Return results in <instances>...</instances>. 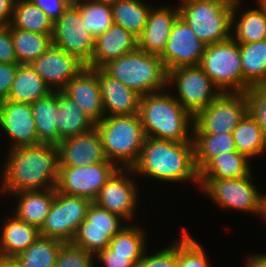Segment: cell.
<instances>
[{
  "label": "cell",
  "mask_w": 266,
  "mask_h": 267,
  "mask_svg": "<svg viewBox=\"0 0 266 267\" xmlns=\"http://www.w3.org/2000/svg\"><path fill=\"white\" fill-rule=\"evenodd\" d=\"M1 180V193L55 188L58 179V147L51 144L9 149ZM7 192V193H5Z\"/></svg>",
  "instance_id": "1"
},
{
  "label": "cell",
  "mask_w": 266,
  "mask_h": 267,
  "mask_svg": "<svg viewBox=\"0 0 266 267\" xmlns=\"http://www.w3.org/2000/svg\"><path fill=\"white\" fill-rule=\"evenodd\" d=\"M136 176L162 182H195L199 172L195 166L194 145L146 137L139 158L131 168Z\"/></svg>",
  "instance_id": "2"
},
{
  "label": "cell",
  "mask_w": 266,
  "mask_h": 267,
  "mask_svg": "<svg viewBox=\"0 0 266 267\" xmlns=\"http://www.w3.org/2000/svg\"><path fill=\"white\" fill-rule=\"evenodd\" d=\"M167 90L140 97L139 117L146 137L192 141L194 116ZM165 92V93H164Z\"/></svg>",
  "instance_id": "3"
},
{
  "label": "cell",
  "mask_w": 266,
  "mask_h": 267,
  "mask_svg": "<svg viewBox=\"0 0 266 267\" xmlns=\"http://www.w3.org/2000/svg\"><path fill=\"white\" fill-rule=\"evenodd\" d=\"M140 96L165 90L168 72L160 55L135 51L108 61L101 67Z\"/></svg>",
  "instance_id": "4"
},
{
  "label": "cell",
  "mask_w": 266,
  "mask_h": 267,
  "mask_svg": "<svg viewBox=\"0 0 266 267\" xmlns=\"http://www.w3.org/2000/svg\"><path fill=\"white\" fill-rule=\"evenodd\" d=\"M95 127L106 158L118 168H132L146 138L139 114L105 116Z\"/></svg>",
  "instance_id": "5"
},
{
  "label": "cell",
  "mask_w": 266,
  "mask_h": 267,
  "mask_svg": "<svg viewBox=\"0 0 266 267\" xmlns=\"http://www.w3.org/2000/svg\"><path fill=\"white\" fill-rule=\"evenodd\" d=\"M181 1L178 6L180 18L206 45L231 38L234 0Z\"/></svg>",
  "instance_id": "6"
},
{
  "label": "cell",
  "mask_w": 266,
  "mask_h": 267,
  "mask_svg": "<svg viewBox=\"0 0 266 267\" xmlns=\"http://www.w3.org/2000/svg\"><path fill=\"white\" fill-rule=\"evenodd\" d=\"M252 173L241 178H199V188L219 208L260 215L262 193Z\"/></svg>",
  "instance_id": "7"
},
{
  "label": "cell",
  "mask_w": 266,
  "mask_h": 267,
  "mask_svg": "<svg viewBox=\"0 0 266 267\" xmlns=\"http://www.w3.org/2000/svg\"><path fill=\"white\" fill-rule=\"evenodd\" d=\"M199 66L221 92L243 93L240 48L232 37L208 44Z\"/></svg>",
  "instance_id": "8"
},
{
  "label": "cell",
  "mask_w": 266,
  "mask_h": 267,
  "mask_svg": "<svg viewBox=\"0 0 266 267\" xmlns=\"http://www.w3.org/2000/svg\"><path fill=\"white\" fill-rule=\"evenodd\" d=\"M167 85V89L174 85L177 91L174 97L193 116L222 93L199 65L168 71Z\"/></svg>",
  "instance_id": "9"
},
{
  "label": "cell",
  "mask_w": 266,
  "mask_h": 267,
  "mask_svg": "<svg viewBox=\"0 0 266 267\" xmlns=\"http://www.w3.org/2000/svg\"><path fill=\"white\" fill-rule=\"evenodd\" d=\"M247 113L245 93L222 92L194 116L193 134L232 133Z\"/></svg>",
  "instance_id": "10"
},
{
  "label": "cell",
  "mask_w": 266,
  "mask_h": 267,
  "mask_svg": "<svg viewBox=\"0 0 266 267\" xmlns=\"http://www.w3.org/2000/svg\"><path fill=\"white\" fill-rule=\"evenodd\" d=\"M91 203L88 198L67 195L55 189V199L39 229L40 236L71 242Z\"/></svg>",
  "instance_id": "11"
},
{
  "label": "cell",
  "mask_w": 266,
  "mask_h": 267,
  "mask_svg": "<svg viewBox=\"0 0 266 267\" xmlns=\"http://www.w3.org/2000/svg\"><path fill=\"white\" fill-rule=\"evenodd\" d=\"M52 45L79 59L91 62L95 38L86 30L79 9L71 2L63 15L53 22Z\"/></svg>",
  "instance_id": "12"
},
{
  "label": "cell",
  "mask_w": 266,
  "mask_h": 267,
  "mask_svg": "<svg viewBox=\"0 0 266 267\" xmlns=\"http://www.w3.org/2000/svg\"><path fill=\"white\" fill-rule=\"evenodd\" d=\"M123 220L119 215L92 202L71 243L96 255L109 247L112 237L124 227Z\"/></svg>",
  "instance_id": "13"
},
{
  "label": "cell",
  "mask_w": 266,
  "mask_h": 267,
  "mask_svg": "<svg viewBox=\"0 0 266 267\" xmlns=\"http://www.w3.org/2000/svg\"><path fill=\"white\" fill-rule=\"evenodd\" d=\"M117 169L114 163L58 167L55 189L67 195L88 198L93 202L106 181Z\"/></svg>",
  "instance_id": "14"
},
{
  "label": "cell",
  "mask_w": 266,
  "mask_h": 267,
  "mask_svg": "<svg viewBox=\"0 0 266 267\" xmlns=\"http://www.w3.org/2000/svg\"><path fill=\"white\" fill-rule=\"evenodd\" d=\"M133 176L135 174L131 168H118L106 181L93 202L119 215L124 221H131L136 215L134 213L137 212L139 198L137 191L139 186L131 178Z\"/></svg>",
  "instance_id": "15"
},
{
  "label": "cell",
  "mask_w": 266,
  "mask_h": 267,
  "mask_svg": "<svg viewBox=\"0 0 266 267\" xmlns=\"http://www.w3.org/2000/svg\"><path fill=\"white\" fill-rule=\"evenodd\" d=\"M206 46L179 17L160 58L167 72L176 67L200 65Z\"/></svg>",
  "instance_id": "16"
},
{
  "label": "cell",
  "mask_w": 266,
  "mask_h": 267,
  "mask_svg": "<svg viewBox=\"0 0 266 267\" xmlns=\"http://www.w3.org/2000/svg\"><path fill=\"white\" fill-rule=\"evenodd\" d=\"M30 65L52 91H61L86 67L79 59L54 45Z\"/></svg>",
  "instance_id": "17"
},
{
  "label": "cell",
  "mask_w": 266,
  "mask_h": 267,
  "mask_svg": "<svg viewBox=\"0 0 266 267\" xmlns=\"http://www.w3.org/2000/svg\"><path fill=\"white\" fill-rule=\"evenodd\" d=\"M59 167H80L98 163H113L104 153L98 130H91L68 137L58 145Z\"/></svg>",
  "instance_id": "18"
},
{
  "label": "cell",
  "mask_w": 266,
  "mask_h": 267,
  "mask_svg": "<svg viewBox=\"0 0 266 267\" xmlns=\"http://www.w3.org/2000/svg\"><path fill=\"white\" fill-rule=\"evenodd\" d=\"M0 128L11 138L10 150L38 144L31 104L0 101Z\"/></svg>",
  "instance_id": "19"
},
{
  "label": "cell",
  "mask_w": 266,
  "mask_h": 267,
  "mask_svg": "<svg viewBox=\"0 0 266 267\" xmlns=\"http://www.w3.org/2000/svg\"><path fill=\"white\" fill-rule=\"evenodd\" d=\"M61 91L70 97L95 124L105 117L99 68L85 67Z\"/></svg>",
  "instance_id": "20"
},
{
  "label": "cell",
  "mask_w": 266,
  "mask_h": 267,
  "mask_svg": "<svg viewBox=\"0 0 266 267\" xmlns=\"http://www.w3.org/2000/svg\"><path fill=\"white\" fill-rule=\"evenodd\" d=\"M180 17L179 8L170 6L152 7L147 23L137 38V49L161 55L166 47L172 27Z\"/></svg>",
  "instance_id": "21"
},
{
  "label": "cell",
  "mask_w": 266,
  "mask_h": 267,
  "mask_svg": "<svg viewBox=\"0 0 266 267\" xmlns=\"http://www.w3.org/2000/svg\"><path fill=\"white\" fill-rule=\"evenodd\" d=\"M99 83L105 116L139 112L140 95L99 68Z\"/></svg>",
  "instance_id": "22"
},
{
  "label": "cell",
  "mask_w": 266,
  "mask_h": 267,
  "mask_svg": "<svg viewBox=\"0 0 266 267\" xmlns=\"http://www.w3.org/2000/svg\"><path fill=\"white\" fill-rule=\"evenodd\" d=\"M137 49V38L121 26L113 24L95 38L94 52L88 68H101L108 61Z\"/></svg>",
  "instance_id": "23"
},
{
  "label": "cell",
  "mask_w": 266,
  "mask_h": 267,
  "mask_svg": "<svg viewBox=\"0 0 266 267\" xmlns=\"http://www.w3.org/2000/svg\"><path fill=\"white\" fill-rule=\"evenodd\" d=\"M0 234V258L13 259L25 251L39 237V229L15 215L3 220Z\"/></svg>",
  "instance_id": "24"
},
{
  "label": "cell",
  "mask_w": 266,
  "mask_h": 267,
  "mask_svg": "<svg viewBox=\"0 0 266 267\" xmlns=\"http://www.w3.org/2000/svg\"><path fill=\"white\" fill-rule=\"evenodd\" d=\"M240 3H242L241 0H234L233 3L231 37L239 44L266 40V16L264 12L258 5L255 9L251 8L241 12L239 11Z\"/></svg>",
  "instance_id": "25"
},
{
  "label": "cell",
  "mask_w": 266,
  "mask_h": 267,
  "mask_svg": "<svg viewBox=\"0 0 266 267\" xmlns=\"http://www.w3.org/2000/svg\"><path fill=\"white\" fill-rule=\"evenodd\" d=\"M17 196L15 215L40 229L55 199V188L11 193Z\"/></svg>",
  "instance_id": "26"
},
{
  "label": "cell",
  "mask_w": 266,
  "mask_h": 267,
  "mask_svg": "<svg viewBox=\"0 0 266 267\" xmlns=\"http://www.w3.org/2000/svg\"><path fill=\"white\" fill-rule=\"evenodd\" d=\"M58 109L56 124L59 132V143L78 134L85 133L95 127V123L83 110L62 91H57Z\"/></svg>",
  "instance_id": "27"
},
{
  "label": "cell",
  "mask_w": 266,
  "mask_h": 267,
  "mask_svg": "<svg viewBox=\"0 0 266 267\" xmlns=\"http://www.w3.org/2000/svg\"><path fill=\"white\" fill-rule=\"evenodd\" d=\"M52 92L30 64H20L6 100L32 104Z\"/></svg>",
  "instance_id": "28"
},
{
  "label": "cell",
  "mask_w": 266,
  "mask_h": 267,
  "mask_svg": "<svg viewBox=\"0 0 266 267\" xmlns=\"http://www.w3.org/2000/svg\"><path fill=\"white\" fill-rule=\"evenodd\" d=\"M31 108L38 134V144L57 146L59 144V132L55 121L58 109L57 91L33 102Z\"/></svg>",
  "instance_id": "29"
},
{
  "label": "cell",
  "mask_w": 266,
  "mask_h": 267,
  "mask_svg": "<svg viewBox=\"0 0 266 267\" xmlns=\"http://www.w3.org/2000/svg\"><path fill=\"white\" fill-rule=\"evenodd\" d=\"M251 160L238 151L220 153L200 171L199 178H241L251 173Z\"/></svg>",
  "instance_id": "30"
},
{
  "label": "cell",
  "mask_w": 266,
  "mask_h": 267,
  "mask_svg": "<svg viewBox=\"0 0 266 267\" xmlns=\"http://www.w3.org/2000/svg\"><path fill=\"white\" fill-rule=\"evenodd\" d=\"M243 93L252 85L266 83V40L239 44Z\"/></svg>",
  "instance_id": "31"
},
{
  "label": "cell",
  "mask_w": 266,
  "mask_h": 267,
  "mask_svg": "<svg viewBox=\"0 0 266 267\" xmlns=\"http://www.w3.org/2000/svg\"><path fill=\"white\" fill-rule=\"evenodd\" d=\"M152 7L143 0H116L111 4L113 23L138 38Z\"/></svg>",
  "instance_id": "32"
},
{
  "label": "cell",
  "mask_w": 266,
  "mask_h": 267,
  "mask_svg": "<svg viewBox=\"0 0 266 267\" xmlns=\"http://www.w3.org/2000/svg\"><path fill=\"white\" fill-rule=\"evenodd\" d=\"M10 28L52 35L53 22L36 4L29 0H16Z\"/></svg>",
  "instance_id": "33"
},
{
  "label": "cell",
  "mask_w": 266,
  "mask_h": 267,
  "mask_svg": "<svg viewBox=\"0 0 266 267\" xmlns=\"http://www.w3.org/2000/svg\"><path fill=\"white\" fill-rule=\"evenodd\" d=\"M195 166L199 172L220 153L237 151L232 133L193 134Z\"/></svg>",
  "instance_id": "34"
},
{
  "label": "cell",
  "mask_w": 266,
  "mask_h": 267,
  "mask_svg": "<svg viewBox=\"0 0 266 267\" xmlns=\"http://www.w3.org/2000/svg\"><path fill=\"white\" fill-rule=\"evenodd\" d=\"M146 231L137 225H126L115 234L110 243L109 248L112 255L129 256L136 265L141 261L145 254L146 247Z\"/></svg>",
  "instance_id": "35"
},
{
  "label": "cell",
  "mask_w": 266,
  "mask_h": 267,
  "mask_svg": "<svg viewBox=\"0 0 266 267\" xmlns=\"http://www.w3.org/2000/svg\"><path fill=\"white\" fill-rule=\"evenodd\" d=\"M65 242L40 236L13 260L19 267H54L61 246Z\"/></svg>",
  "instance_id": "36"
},
{
  "label": "cell",
  "mask_w": 266,
  "mask_h": 267,
  "mask_svg": "<svg viewBox=\"0 0 266 267\" xmlns=\"http://www.w3.org/2000/svg\"><path fill=\"white\" fill-rule=\"evenodd\" d=\"M232 135L237 151L251 161L266 151L264 133L249 113L238 123Z\"/></svg>",
  "instance_id": "37"
},
{
  "label": "cell",
  "mask_w": 266,
  "mask_h": 267,
  "mask_svg": "<svg viewBox=\"0 0 266 267\" xmlns=\"http://www.w3.org/2000/svg\"><path fill=\"white\" fill-rule=\"evenodd\" d=\"M52 35L11 28V37L19 64H31L52 45Z\"/></svg>",
  "instance_id": "38"
},
{
  "label": "cell",
  "mask_w": 266,
  "mask_h": 267,
  "mask_svg": "<svg viewBox=\"0 0 266 267\" xmlns=\"http://www.w3.org/2000/svg\"><path fill=\"white\" fill-rule=\"evenodd\" d=\"M72 3L79 9L86 30L94 38L114 24L111 4L93 0H77Z\"/></svg>",
  "instance_id": "39"
},
{
  "label": "cell",
  "mask_w": 266,
  "mask_h": 267,
  "mask_svg": "<svg viewBox=\"0 0 266 267\" xmlns=\"http://www.w3.org/2000/svg\"><path fill=\"white\" fill-rule=\"evenodd\" d=\"M182 236L177 240L178 267H211L204 247L200 245L186 229H182Z\"/></svg>",
  "instance_id": "40"
},
{
  "label": "cell",
  "mask_w": 266,
  "mask_h": 267,
  "mask_svg": "<svg viewBox=\"0 0 266 267\" xmlns=\"http://www.w3.org/2000/svg\"><path fill=\"white\" fill-rule=\"evenodd\" d=\"M95 255L65 242L58 253L54 267H94Z\"/></svg>",
  "instance_id": "41"
},
{
  "label": "cell",
  "mask_w": 266,
  "mask_h": 267,
  "mask_svg": "<svg viewBox=\"0 0 266 267\" xmlns=\"http://www.w3.org/2000/svg\"><path fill=\"white\" fill-rule=\"evenodd\" d=\"M248 113L260 126L263 133L266 132V83L252 85L245 92Z\"/></svg>",
  "instance_id": "42"
},
{
  "label": "cell",
  "mask_w": 266,
  "mask_h": 267,
  "mask_svg": "<svg viewBox=\"0 0 266 267\" xmlns=\"http://www.w3.org/2000/svg\"><path fill=\"white\" fill-rule=\"evenodd\" d=\"M170 246L156 251L151 255H143L137 267H178L177 264V239Z\"/></svg>",
  "instance_id": "43"
},
{
  "label": "cell",
  "mask_w": 266,
  "mask_h": 267,
  "mask_svg": "<svg viewBox=\"0 0 266 267\" xmlns=\"http://www.w3.org/2000/svg\"><path fill=\"white\" fill-rule=\"evenodd\" d=\"M0 63H18L10 25H0Z\"/></svg>",
  "instance_id": "44"
},
{
  "label": "cell",
  "mask_w": 266,
  "mask_h": 267,
  "mask_svg": "<svg viewBox=\"0 0 266 267\" xmlns=\"http://www.w3.org/2000/svg\"><path fill=\"white\" fill-rule=\"evenodd\" d=\"M19 65V63H0V101L7 99Z\"/></svg>",
  "instance_id": "45"
},
{
  "label": "cell",
  "mask_w": 266,
  "mask_h": 267,
  "mask_svg": "<svg viewBox=\"0 0 266 267\" xmlns=\"http://www.w3.org/2000/svg\"><path fill=\"white\" fill-rule=\"evenodd\" d=\"M36 4L54 22L63 15L64 10L71 4L70 0H29Z\"/></svg>",
  "instance_id": "46"
},
{
  "label": "cell",
  "mask_w": 266,
  "mask_h": 267,
  "mask_svg": "<svg viewBox=\"0 0 266 267\" xmlns=\"http://www.w3.org/2000/svg\"><path fill=\"white\" fill-rule=\"evenodd\" d=\"M95 261L103 263L104 267H137V265L129 259V256L112 255V250L109 247L99 251L95 255Z\"/></svg>",
  "instance_id": "47"
},
{
  "label": "cell",
  "mask_w": 266,
  "mask_h": 267,
  "mask_svg": "<svg viewBox=\"0 0 266 267\" xmlns=\"http://www.w3.org/2000/svg\"><path fill=\"white\" fill-rule=\"evenodd\" d=\"M16 0H0V25H10Z\"/></svg>",
  "instance_id": "48"
},
{
  "label": "cell",
  "mask_w": 266,
  "mask_h": 267,
  "mask_svg": "<svg viewBox=\"0 0 266 267\" xmlns=\"http://www.w3.org/2000/svg\"><path fill=\"white\" fill-rule=\"evenodd\" d=\"M251 256V257H250ZM246 258L245 267H266V254L250 255Z\"/></svg>",
  "instance_id": "49"
},
{
  "label": "cell",
  "mask_w": 266,
  "mask_h": 267,
  "mask_svg": "<svg viewBox=\"0 0 266 267\" xmlns=\"http://www.w3.org/2000/svg\"><path fill=\"white\" fill-rule=\"evenodd\" d=\"M0 267H19L13 259L0 258Z\"/></svg>",
  "instance_id": "50"
},
{
  "label": "cell",
  "mask_w": 266,
  "mask_h": 267,
  "mask_svg": "<svg viewBox=\"0 0 266 267\" xmlns=\"http://www.w3.org/2000/svg\"><path fill=\"white\" fill-rule=\"evenodd\" d=\"M260 217L266 220V195L261 198Z\"/></svg>",
  "instance_id": "51"
},
{
  "label": "cell",
  "mask_w": 266,
  "mask_h": 267,
  "mask_svg": "<svg viewBox=\"0 0 266 267\" xmlns=\"http://www.w3.org/2000/svg\"><path fill=\"white\" fill-rule=\"evenodd\" d=\"M255 2H257L256 4H258L260 9L264 12V14L266 16V0H255Z\"/></svg>",
  "instance_id": "52"
},
{
  "label": "cell",
  "mask_w": 266,
  "mask_h": 267,
  "mask_svg": "<svg viewBox=\"0 0 266 267\" xmlns=\"http://www.w3.org/2000/svg\"><path fill=\"white\" fill-rule=\"evenodd\" d=\"M93 1L112 4V3H114L116 0H93Z\"/></svg>",
  "instance_id": "53"
},
{
  "label": "cell",
  "mask_w": 266,
  "mask_h": 267,
  "mask_svg": "<svg viewBox=\"0 0 266 267\" xmlns=\"http://www.w3.org/2000/svg\"><path fill=\"white\" fill-rule=\"evenodd\" d=\"M264 145H265V148H266V132L264 133Z\"/></svg>",
  "instance_id": "54"
}]
</instances>
